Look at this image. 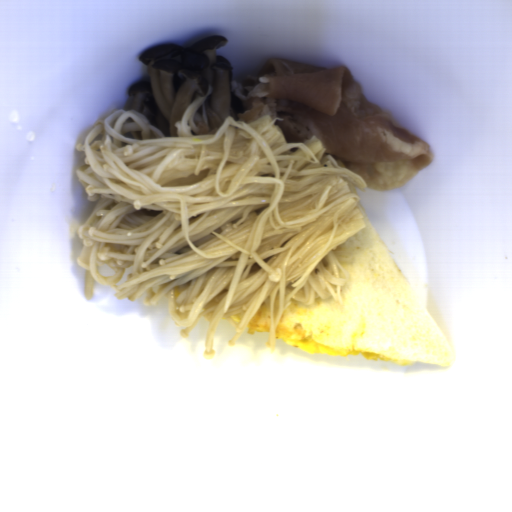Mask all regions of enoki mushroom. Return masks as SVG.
<instances>
[{
  "instance_id": "1",
  "label": "enoki mushroom",
  "mask_w": 512,
  "mask_h": 512,
  "mask_svg": "<svg viewBox=\"0 0 512 512\" xmlns=\"http://www.w3.org/2000/svg\"><path fill=\"white\" fill-rule=\"evenodd\" d=\"M207 93L164 136L136 109L98 119L73 173L97 202L77 230L85 277L121 299L168 302L189 334L204 318L205 357L220 323L243 314L232 346L270 298L266 347L292 302L340 301L349 273L336 252L366 227L359 175L318 135L288 143L276 116H227L209 130Z\"/></svg>"
},
{
  "instance_id": "2",
  "label": "enoki mushroom",
  "mask_w": 512,
  "mask_h": 512,
  "mask_svg": "<svg viewBox=\"0 0 512 512\" xmlns=\"http://www.w3.org/2000/svg\"><path fill=\"white\" fill-rule=\"evenodd\" d=\"M231 86L235 95L238 96L243 102V100L247 97L248 90H245V86L242 83L234 80L231 82Z\"/></svg>"
}]
</instances>
